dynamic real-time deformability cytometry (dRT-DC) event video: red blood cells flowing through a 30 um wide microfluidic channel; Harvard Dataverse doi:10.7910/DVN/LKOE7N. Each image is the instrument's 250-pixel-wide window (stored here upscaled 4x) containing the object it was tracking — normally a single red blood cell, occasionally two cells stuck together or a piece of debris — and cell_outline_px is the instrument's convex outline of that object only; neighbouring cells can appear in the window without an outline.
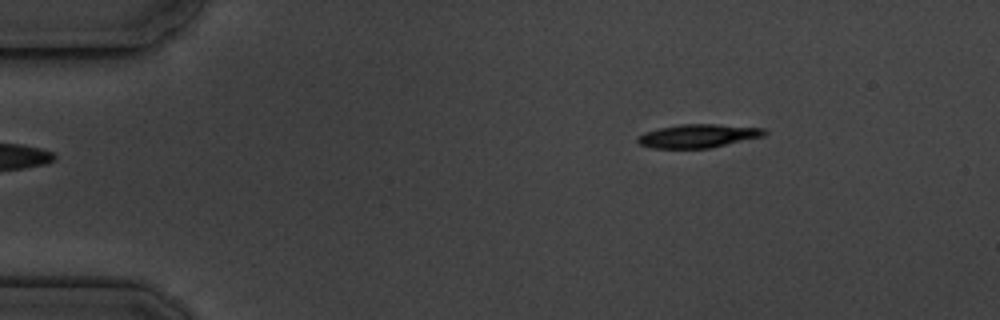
{"species": "common noctule bat (a hibernating species)", "species_latin": "Nyctalus noctula", "temperature_condition": "cold", "stored_images_in_passage": 3, "camera_frame_rate_fps": 3000, "um_per_image_px": 0.085, "animal": {"sex": "male", "body_mass_g": 19.5, "forearm_length_mm": 54.6}, "frame": {"image": 1, "passage_image": 1, "time_ms": 0.0, "image_size_px": [1000, 320], "cell_outline_px": [[768, 132], [764, 136], [708, 148], [652, 148], [640, 144], [636, 140], [636, 136], [660, 128], [680, 124], [716, 124], [764, 128]], "centroid_in_image_um": [59.35, 11.55], "position_along_channel_um": 25.7, "area_um2": 17.17}}